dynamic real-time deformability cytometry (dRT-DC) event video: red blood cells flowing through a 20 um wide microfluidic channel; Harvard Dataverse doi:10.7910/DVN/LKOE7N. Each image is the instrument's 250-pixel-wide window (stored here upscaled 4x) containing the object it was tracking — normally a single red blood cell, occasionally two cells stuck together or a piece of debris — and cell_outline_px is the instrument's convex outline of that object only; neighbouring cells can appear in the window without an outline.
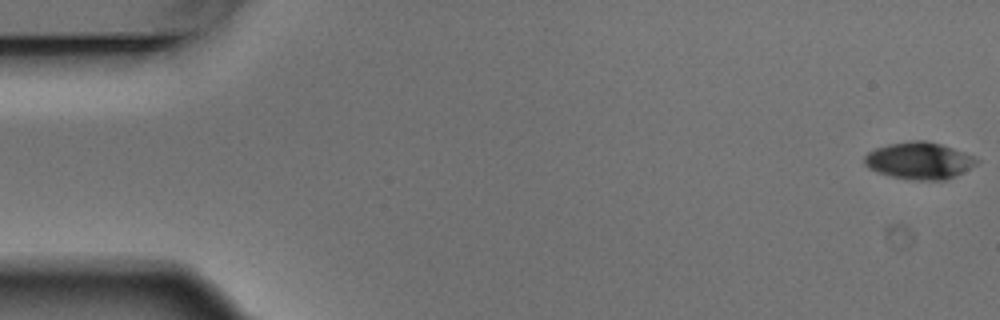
{"species": "Egyptian fruit bat (a non-hibernating species)", "species_latin": "Rousettus aegyptiacus", "temperature_condition": "warm", "stored_images_in_passage": 5, "camera_frame_rate_fps": 3000, "um_per_image_px": 0.085, "animal": {"sex": "male"}, "frame": {"image": 1, "passage_image": 1, "time_ms": 0.0, "image_size_px": [1000, 320], "cell_outline_px": [[980, 160], [976, 164], [956, 176], [944, 180], [920, 180], [892, 176], [868, 168], [864, 164], [864, 156], [868, 152], [876, 148], [888, 144], [912, 140], [924, 140], [940, 144], [964, 152]], "centroid_in_image_um": [78.13, 13.65], "position_along_channel_um": 6.9, "area_um2": 23.87}}
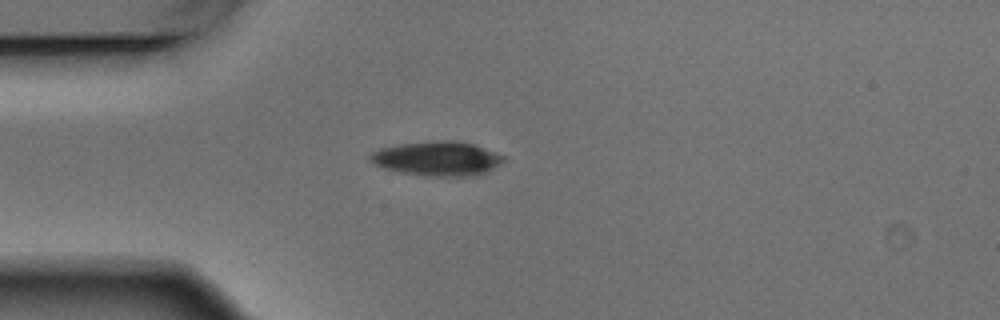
{"frame": {"image": 2, "passage_image": 5, "time_ms": 1.333, "image_size_px": [1000, 320], "cell_outline_px": [[508, 160], [488, 172], [480, 176], [428, 176], [400, 172], [384, 168], [368, 160], [368, 156], [372, 152], [380, 148], [400, 144], [440, 140], [456, 140], [472, 144], [508, 156]], "centroid_in_image_um": [37.25, 13.48], "position_along_channel_um": 47.8, "area_um2": 27.11}}